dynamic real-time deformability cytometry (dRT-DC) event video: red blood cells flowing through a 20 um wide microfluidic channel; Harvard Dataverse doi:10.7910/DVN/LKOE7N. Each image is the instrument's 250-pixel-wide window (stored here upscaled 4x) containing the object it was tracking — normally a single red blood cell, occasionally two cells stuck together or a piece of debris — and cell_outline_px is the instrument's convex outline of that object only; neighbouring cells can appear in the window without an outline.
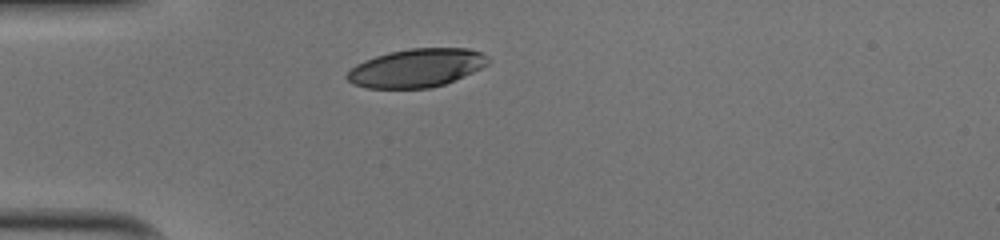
{"species": "human", "species_latin": "Homo sapiens", "temperature_condition": "cold", "stored_images_in_passage": 28, "camera_frame_rate_fps": 3000, "um_per_image_px": 0.085, "donor": {"sex": "male"}, "frame": {"image": 1, "passage_image": 1, "time_ms": 0.0, "image_size_px": [1000, 240], "cell_outline_px": [[488, 64], [472, 72], [444, 84], [428, 88], [368, 88], [352, 84], [344, 76], [356, 64], [364, 60], [388, 52], [412, 48], [468, 48], [480, 52], [488, 56]], "centroid_in_image_um": [35.37, 5.77], "position_along_channel_um": 49.6, "area_um2": 31.39}}
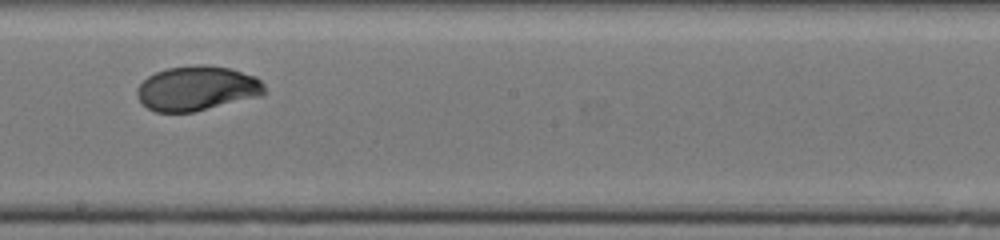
{"frame": {"image": 2, "passage_image": 16, "time_ms": 5.0, "image_size_px": [1000, 240], "cell_outline_px": [[264, 92], [260, 96], [192, 112], [156, 112], [148, 108], [136, 96], [136, 88], [148, 76], [156, 72], [168, 68], [192, 64], [204, 64], [228, 68], [256, 76], [264, 84]], "centroid_in_image_um": [16.72, 7.5], "position_along_channel_um": 231.5, "area_um2": 33.06}}
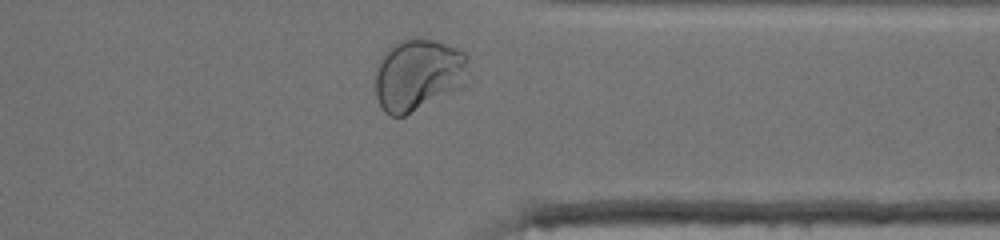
{"frame": {"image": 3, "passage_image": 27, "time_ms": 8.667, "image_size_px": [1000, 240], "cell_outline_px": [[468, 84], [404, 116], [388, 116], [384, 112], [376, 96], [376, 72], [380, 60], [392, 44], [400, 40], [436, 40], [456, 48], [464, 52], [468, 56]], "centroid_in_image_um": [35.58, 6.37], "position_along_channel_um": 375.8, "area_um2": 38.9}, "authors_computed_cell_mechanics": {"area_um2": 33.0327, "velocity_mm_per_s": 3.9946, "shape_relaxation_time_tau1_ms": 4.4536, "shape_relaxation_time_tau2_ms": null, "deformation_change_tau1": 0.1717, "deformation_change_tau2": null}}